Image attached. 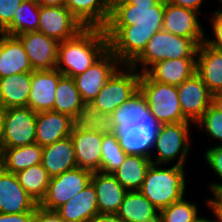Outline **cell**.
Instances as JSON below:
<instances>
[{
  "instance_id": "cell-28",
  "label": "cell",
  "mask_w": 222,
  "mask_h": 222,
  "mask_svg": "<svg viewBox=\"0 0 222 222\" xmlns=\"http://www.w3.org/2000/svg\"><path fill=\"white\" fill-rule=\"evenodd\" d=\"M43 147L38 143L14 148H2L0 166L7 172L18 173L42 161Z\"/></svg>"
},
{
  "instance_id": "cell-19",
  "label": "cell",
  "mask_w": 222,
  "mask_h": 222,
  "mask_svg": "<svg viewBox=\"0 0 222 222\" xmlns=\"http://www.w3.org/2000/svg\"><path fill=\"white\" fill-rule=\"evenodd\" d=\"M77 166L91 172L100 171L103 134L83 131L74 125L70 135Z\"/></svg>"
},
{
  "instance_id": "cell-50",
  "label": "cell",
  "mask_w": 222,
  "mask_h": 222,
  "mask_svg": "<svg viewBox=\"0 0 222 222\" xmlns=\"http://www.w3.org/2000/svg\"><path fill=\"white\" fill-rule=\"evenodd\" d=\"M215 217L217 218V222H222V211H212Z\"/></svg>"
},
{
  "instance_id": "cell-27",
  "label": "cell",
  "mask_w": 222,
  "mask_h": 222,
  "mask_svg": "<svg viewBox=\"0 0 222 222\" xmlns=\"http://www.w3.org/2000/svg\"><path fill=\"white\" fill-rule=\"evenodd\" d=\"M32 72L13 74L0 78V106L27 107L31 90Z\"/></svg>"
},
{
  "instance_id": "cell-22",
  "label": "cell",
  "mask_w": 222,
  "mask_h": 222,
  "mask_svg": "<svg viewBox=\"0 0 222 222\" xmlns=\"http://www.w3.org/2000/svg\"><path fill=\"white\" fill-rule=\"evenodd\" d=\"M33 71L21 41L16 36L0 33V78Z\"/></svg>"
},
{
  "instance_id": "cell-34",
  "label": "cell",
  "mask_w": 222,
  "mask_h": 222,
  "mask_svg": "<svg viewBox=\"0 0 222 222\" xmlns=\"http://www.w3.org/2000/svg\"><path fill=\"white\" fill-rule=\"evenodd\" d=\"M15 175L26 192L39 204L47 193L50 181L41 163L19 171Z\"/></svg>"
},
{
  "instance_id": "cell-43",
  "label": "cell",
  "mask_w": 222,
  "mask_h": 222,
  "mask_svg": "<svg viewBox=\"0 0 222 222\" xmlns=\"http://www.w3.org/2000/svg\"><path fill=\"white\" fill-rule=\"evenodd\" d=\"M167 3L181 6L183 8L192 9L198 13L200 12V6L202 5L203 0H166Z\"/></svg>"
},
{
  "instance_id": "cell-42",
  "label": "cell",
  "mask_w": 222,
  "mask_h": 222,
  "mask_svg": "<svg viewBox=\"0 0 222 222\" xmlns=\"http://www.w3.org/2000/svg\"><path fill=\"white\" fill-rule=\"evenodd\" d=\"M35 212H24L17 214L0 213V222H33Z\"/></svg>"
},
{
  "instance_id": "cell-15",
  "label": "cell",
  "mask_w": 222,
  "mask_h": 222,
  "mask_svg": "<svg viewBox=\"0 0 222 222\" xmlns=\"http://www.w3.org/2000/svg\"><path fill=\"white\" fill-rule=\"evenodd\" d=\"M198 12L167 3L163 15L162 30L180 37H190L198 45L204 42L205 33L198 19Z\"/></svg>"
},
{
  "instance_id": "cell-1",
  "label": "cell",
  "mask_w": 222,
  "mask_h": 222,
  "mask_svg": "<svg viewBox=\"0 0 222 222\" xmlns=\"http://www.w3.org/2000/svg\"><path fill=\"white\" fill-rule=\"evenodd\" d=\"M165 0H112L104 28L109 50L130 65L152 36L162 30Z\"/></svg>"
},
{
  "instance_id": "cell-40",
  "label": "cell",
  "mask_w": 222,
  "mask_h": 222,
  "mask_svg": "<svg viewBox=\"0 0 222 222\" xmlns=\"http://www.w3.org/2000/svg\"><path fill=\"white\" fill-rule=\"evenodd\" d=\"M24 0H0V33L13 21L14 13Z\"/></svg>"
},
{
  "instance_id": "cell-47",
  "label": "cell",
  "mask_w": 222,
  "mask_h": 222,
  "mask_svg": "<svg viewBox=\"0 0 222 222\" xmlns=\"http://www.w3.org/2000/svg\"><path fill=\"white\" fill-rule=\"evenodd\" d=\"M4 116H5V111L0 106V151L2 149V141H3Z\"/></svg>"
},
{
  "instance_id": "cell-18",
  "label": "cell",
  "mask_w": 222,
  "mask_h": 222,
  "mask_svg": "<svg viewBox=\"0 0 222 222\" xmlns=\"http://www.w3.org/2000/svg\"><path fill=\"white\" fill-rule=\"evenodd\" d=\"M63 76L57 69L33 71L27 107L34 112L53 111L57 85Z\"/></svg>"
},
{
  "instance_id": "cell-38",
  "label": "cell",
  "mask_w": 222,
  "mask_h": 222,
  "mask_svg": "<svg viewBox=\"0 0 222 222\" xmlns=\"http://www.w3.org/2000/svg\"><path fill=\"white\" fill-rule=\"evenodd\" d=\"M203 158L222 181V144L207 149ZM209 187L210 191L213 192L215 189L222 187V182H212Z\"/></svg>"
},
{
  "instance_id": "cell-37",
  "label": "cell",
  "mask_w": 222,
  "mask_h": 222,
  "mask_svg": "<svg viewBox=\"0 0 222 222\" xmlns=\"http://www.w3.org/2000/svg\"><path fill=\"white\" fill-rule=\"evenodd\" d=\"M194 125L201 127L200 129L204 128L203 131L212 139L222 141V112L216 110L212 105Z\"/></svg>"
},
{
  "instance_id": "cell-20",
  "label": "cell",
  "mask_w": 222,
  "mask_h": 222,
  "mask_svg": "<svg viewBox=\"0 0 222 222\" xmlns=\"http://www.w3.org/2000/svg\"><path fill=\"white\" fill-rule=\"evenodd\" d=\"M75 120L55 111H40L36 116V143L50 145L71 135Z\"/></svg>"
},
{
  "instance_id": "cell-49",
  "label": "cell",
  "mask_w": 222,
  "mask_h": 222,
  "mask_svg": "<svg viewBox=\"0 0 222 222\" xmlns=\"http://www.w3.org/2000/svg\"><path fill=\"white\" fill-rule=\"evenodd\" d=\"M212 99H222V85L212 93Z\"/></svg>"
},
{
  "instance_id": "cell-45",
  "label": "cell",
  "mask_w": 222,
  "mask_h": 222,
  "mask_svg": "<svg viewBox=\"0 0 222 222\" xmlns=\"http://www.w3.org/2000/svg\"><path fill=\"white\" fill-rule=\"evenodd\" d=\"M88 222H124L117 214L98 213Z\"/></svg>"
},
{
  "instance_id": "cell-25",
  "label": "cell",
  "mask_w": 222,
  "mask_h": 222,
  "mask_svg": "<svg viewBox=\"0 0 222 222\" xmlns=\"http://www.w3.org/2000/svg\"><path fill=\"white\" fill-rule=\"evenodd\" d=\"M56 212L66 222H88L99 213L94 185L89 183Z\"/></svg>"
},
{
  "instance_id": "cell-24",
  "label": "cell",
  "mask_w": 222,
  "mask_h": 222,
  "mask_svg": "<svg viewBox=\"0 0 222 222\" xmlns=\"http://www.w3.org/2000/svg\"><path fill=\"white\" fill-rule=\"evenodd\" d=\"M112 0H66L65 6L84 28H105Z\"/></svg>"
},
{
  "instance_id": "cell-41",
  "label": "cell",
  "mask_w": 222,
  "mask_h": 222,
  "mask_svg": "<svg viewBox=\"0 0 222 222\" xmlns=\"http://www.w3.org/2000/svg\"><path fill=\"white\" fill-rule=\"evenodd\" d=\"M33 222H66L56 211L42 208L38 205L35 209V217Z\"/></svg>"
},
{
  "instance_id": "cell-5",
  "label": "cell",
  "mask_w": 222,
  "mask_h": 222,
  "mask_svg": "<svg viewBox=\"0 0 222 222\" xmlns=\"http://www.w3.org/2000/svg\"><path fill=\"white\" fill-rule=\"evenodd\" d=\"M199 45L190 37L176 36L165 30L156 32L143 52L130 64L144 73L154 63L165 59L196 58Z\"/></svg>"
},
{
  "instance_id": "cell-7",
  "label": "cell",
  "mask_w": 222,
  "mask_h": 222,
  "mask_svg": "<svg viewBox=\"0 0 222 222\" xmlns=\"http://www.w3.org/2000/svg\"><path fill=\"white\" fill-rule=\"evenodd\" d=\"M138 72L130 65H122L101 88L92 103L100 112L110 116L139 92L141 73Z\"/></svg>"
},
{
  "instance_id": "cell-31",
  "label": "cell",
  "mask_w": 222,
  "mask_h": 222,
  "mask_svg": "<svg viewBox=\"0 0 222 222\" xmlns=\"http://www.w3.org/2000/svg\"><path fill=\"white\" fill-rule=\"evenodd\" d=\"M84 101L76 88L74 79L63 76L57 85L53 111L77 119Z\"/></svg>"
},
{
  "instance_id": "cell-10",
  "label": "cell",
  "mask_w": 222,
  "mask_h": 222,
  "mask_svg": "<svg viewBox=\"0 0 222 222\" xmlns=\"http://www.w3.org/2000/svg\"><path fill=\"white\" fill-rule=\"evenodd\" d=\"M2 148H14L36 143V116L29 107L4 109Z\"/></svg>"
},
{
  "instance_id": "cell-46",
  "label": "cell",
  "mask_w": 222,
  "mask_h": 222,
  "mask_svg": "<svg viewBox=\"0 0 222 222\" xmlns=\"http://www.w3.org/2000/svg\"><path fill=\"white\" fill-rule=\"evenodd\" d=\"M40 6H65L66 0H35Z\"/></svg>"
},
{
  "instance_id": "cell-17",
  "label": "cell",
  "mask_w": 222,
  "mask_h": 222,
  "mask_svg": "<svg viewBox=\"0 0 222 222\" xmlns=\"http://www.w3.org/2000/svg\"><path fill=\"white\" fill-rule=\"evenodd\" d=\"M196 73V58L165 59L151 65L140 80H154L179 86Z\"/></svg>"
},
{
  "instance_id": "cell-48",
  "label": "cell",
  "mask_w": 222,
  "mask_h": 222,
  "mask_svg": "<svg viewBox=\"0 0 222 222\" xmlns=\"http://www.w3.org/2000/svg\"><path fill=\"white\" fill-rule=\"evenodd\" d=\"M211 105L218 111L222 112V99H212Z\"/></svg>"
},
{
  "instance_id": "cell-21",
  "label": "cell",
  "mask_w": 222,
  "mask_h": 222,
  "mask_svg": "<svg viewBox=\"0 0 222 222\" xmlns=\"http://www.w3.org/2000/svg\"><path fill=\"white\" fill-rule=\"evenodd\" d=\"M91 183L94 185L98 211L103 214H117L128 192L113 174L93 172Z\"/></svg>"
},
{
  "instance_id": "cell-12",
  "label": "cell",
  "mask_w": 222,
  "mask_h": 222,
  "mask_svg": "<svg viewBox=\"0 0 222 222\" xmlns=\"http://www.w3.org/2000/svg\"><path fill=\"white\" fill-rule=\"evenodd\" d=\"M83 29L66 6H40L38 32L63 42L74 38Z\"/></svg>"
},
{
  "instance_id": "cell-23",
  "label": "cell",
  "mask_w": 222,
  "mask_h": 222,
  "mask_svg": "<svg viewBox=\"0 0 222 222\" xmlns=\"http://www.w3.org/2000/svg\"><path fill=\"white\" fill-rule=\"evenodd\" d=\"M41 165L50 178L78 167L71 137L68 136L43 147Z\"/></svg>"
},
{
  "instance_id": "cell-6",
  "label": "cell",
  "mask_w": 222,
  "mask_h": 222,
  "mask_svg": "<svg viewBox=\"0 0 222 222\" xmlns=\"http://www.w3.org/2000/svg\"><path fill=\"white\" fill-rule=\"evenodd\" d=\"M139 92L147 101L150 115L159 125L189 122L181 111L176 86L154 80H139Z\"/></svg>"
},
{
  "instance_id": "cell-3",
  "label": "cell",
  "mask_w": 222,
  "mask_h": 222,
  "mask_svg": "<svg viewBox=\"0 0 222 222\" xmlns=\"http://www.w3.org/2000/svg\"><path fill=\"white\" fill-rule=\"evenodd\" d=\"M108 49L103 28H84L74 38L59 42L56 69L73 78L85 72Z\"/></svg>"
},
{
  "instance_id": "cell-2",
  "label": "cell",
  "mask_w": 222,
  "mask_h": 222,
  "mask_svg": "<svg viewBox=\"0 0 222 222\" xmlns=\"http://www.w3.org/2000/svg\"><path fill=\"white\" fill-rule=\"evenodd\" d=\"M120 146L127 155L153 159L151 148L159 124L150 115L147 101L138 92L110 115Z\"/></svg>"
},
{
  "instance_id": "cell-51",
  "label": "cell",
  "mask_w": 222,
  "mask_h": 222,
  "mask_svg": "<svg viewBox=\"0 0 222 222\" xmlns=\"http://www.w3.org/2000/svg\"><path fill=\"white\" fill-rule=\"evenodd\" d=\"M198 222H217V220L215 219V220H212V219H210L209 220V218H200L199 220H198Z\"/></svg>"
},
{
  "instance_id": "cell-14",
  "label": "cell",
  "mask_w": 222,
  "mask_h": 222,
  "mask_svg": "<svg viewBox=\"0 0 222 222\" xmlns=\"http://www.w3.org/2000/svg\"><path fill=\"white\" fill-rule=\"evenodd\" d=\"M16 37L21 41L34 71L56 69L59 46L57 40L38 31Z\"/></svg>"
},
{
  "instance_id": "cell-16",
  "label": "cell",
  "mask_w": 222,
  "mask_h": 222,
  "mask_svg": "<svg viewBox=\"0 0 222 222\" xmlns=\"http://www.w3.org/2000/svg\"><path fill=\"white\" fill-rule=\"evenodd\" d=\"M38 205L18 182L16 175L0 166V213L35 212Z\"/></svg>"
},
{
  "instance_id": "cell-33",
  "label": "cell",
  "mask_w": 222,
  "mask_h": 222,
  "mask_svg": "<svg viewBox=\"0 0 222 222\" xmlns=\"http://www.w3.org/2000/svg\"><path fill=\"white\" fill-rule=\"evenodd\" d=\"M75 125L83 131H92L103 135L116 132L111 117L100 112L92 102L84 103L75 120Z\"/></svg>"
},
{
  "instance_id": "cell-36",
  "label": "cell",
  "mask_w": 222,
  "mask_h": 222,
  "mask_svg": "<svg viewBox=\"0 0 222 222\" xmlns=\"http://www.w3.org/2000/svg\"><path fill=\"white\" fill-rule=\"evenodd\" d=\"M184 197L159 211V222H198V207Z\"/></svg>"
},
{
  "instance_id": "cell-29",
  "label": "cell",
  "mask_w": 222,
  "mask_h": 222,
  "mask_svg": "<svg viewBox=\"0 0 222 222\" xmlns=\"http://www.w3.org/2000/svg\"><path fill=\"white\" fill-rule=\"evenodd\" d=\"M117 215L124 222H159V210L140 191H128Z\"/></svg>"
},
{
  "instance_id": "cell-8",
  "label": "cell",
  "mask_w": 222,
  "mask_h": 222,
  "mask_svg": "<svg viewBox=\"0 0 222 222\" xmlns=\"http://www.w3.org/2000/svg\"><path fill=\"white\" fill-rule=\"evenodd\" d=\"M191 124L193 123L181 122L159 125L153 142L157 158L151 159L152 163L162 165L174 161L177 157L176 165L184 167L191 145L189 138Z\"/></svg>"
},
{
  "instance_id": "cell-39",
  "label": "cell",
  "mask_w": 222,
  "mask_h": 222,
  "mask_svg": "<svg viewBox=\"0 0 222 222\" xmlns=\"http://www.w3.org/2000/svg\"><path fill=\"white\" fill-rule=\"evenodd\" d=\"M221 7H219L218 10H216L215 12H213V16L210 17L211 21L210 23L212 24V32H213V36L215 38L213 39H204V42L216 49L222 50V8L220 10Z\"/></svg>"
},
{
  "instance_id": "cell-44",
  "label": "cell",
  "mask_w": 222,
  "mask_h": 222,
  "mask_svg": "<svg viewBox=\"0 0 222 222\" xmlns=\"http://www.w3.org/2000/svg\"><path fill=\"white\" fill-rule=\"evenodd\" d=\"M212 194L214 197L206 201L207 206L212 211H222V187L215 189Z\"/></svg>"
},
{
  "instance_id": "cell-11",
  "label": "cell",
  "mask_w": 222,
  "mask_h": 222,
  "mask_svg": "<svg viewBox=\"0 0 222 222\" xmlns=\"http://www.w3.org/2000/svg\"><path fill=\"white\" fill-rule=\"evenodd\" d=\"M123 64L108 49L85 72L73 77L82 100L92 102L105 83Z\"/></svg>"
},
{
  "instance_id": "cell-30",
  "label": "cell",
  "mask_w": 222,
  "mask_h": 222,
  "mask_svg": "<svg viewBox=\"0 0 222 222\" xmlns=\"http://www.w3.org/2000/svg\"><path fill=\"white\" fill-rule=\"evenodd\" d=\"M151 164L150 158L127 155L124 162L112 174L127 191H139Z\"/></svg>"
},
{
  "instance_id": "cell-26",
  "label": "cell",
  "mask_w": 222,
  "mask_h": 222,
  "mask_svg": "<svg viewBox=\"0 0 222 222\" xmlns=\"http://www.w3.org/2000/svg\"><path fill=\"white\" fill-rule=\"evenodd\" d=\"M196 73L213 93L222 85V50L205 42L198 47Z\"/></svg>"
},
{
  "instance_id": "cell-13",
  "label": "cell",
  "mask_w": 222,
  "mask_h": 222,
  "mask_svg": "<svg viewBox=\"0 0 222 222\" xmlns=\"http://www.w3.org/2000/svg\"><path fill=\"white\" fill-rule=\"evenodd\" d=\"M184 118L195 124L211 106L212 92L197 73L176 86Z\"/></svg>"
},
{
  "instance_id": "cell-32",
  "label": "cell",
  "mask_w": 222,
  "mask_h": 222,
  "mask_svg": "<svg viewBox=\"0 0 222 222\" xmlns=\"http://www.w3.org/2000/svg\"><path fill=\"white\" fill-rule=\"evenodd\" d=\"M40 5L35 0H24L14 13L13 21L1 32L18 36L38 30Z\"/></svg>"
},
{
  "instance_id": "cell-4",
  "label": "cell",
  "mask_w": 222,
  "mask_h": 222,
  "mask_svg": "<svg viewBox=\"0 0 222 222\" xmlns=\"http://www.w3.org/2000/svg\"><path fill=\"white\" fill-rule=\"evenodd\" d=\"M184 170L176 164L162 168L161 164L152 163L139 191L160 211L185 197Z\"/></svg>"
},
{
  "instance_id": "cell-35",
  "label": "cell",
  "mask_w": 222,
  "mask_h": 222,
  "mask_svg": "<svg viewBox=\"0 0 222 222\" xmlns=\"http://www.w3.org/2000/svg\"><path fill=\"white\" fill-rule=\"evenodd\" d=\"M126 156L116 132L103 135L100 172L112 174L124 162Z\"/></svg>"
},
{
  "instance_id": "cell-9",
  "label": "cell",
  "mask_w": 222,
  "mask_h": 222,
  "mask_svg": "<svg viewBox=\"0 0 222 222\" xmlns=\"http://www.w3.org/2000/svg\"><path fill=\"white\" fill-rule=\"evenodd\" d=\"M93 172L76 167L50 178L47 193L39 205L56 211L91 183Z\"/></svg>"
}]
</instances>
